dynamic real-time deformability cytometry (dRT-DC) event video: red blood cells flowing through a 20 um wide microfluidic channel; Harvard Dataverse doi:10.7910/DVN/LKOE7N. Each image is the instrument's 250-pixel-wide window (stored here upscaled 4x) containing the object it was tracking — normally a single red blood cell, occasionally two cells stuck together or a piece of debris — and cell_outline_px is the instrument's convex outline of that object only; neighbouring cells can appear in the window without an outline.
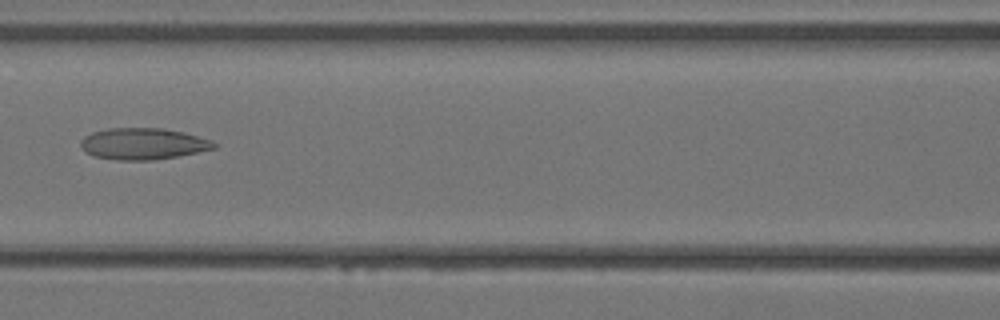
{"species": "Egyptian fruit bat (a non-hibernating species)", "species_latin": "Rousettus aegyptiacus", "temperature_condition": "warm", "stored_images_in_passage": 24, "camera_frame_rate_fps": 3000, "um_per_image_px": 0.085, "animal": {"sex": "female"}, "frame": {"image": 1, "passage_image": 14, "time_ms": 4.333, "image_size_px": [1000, 320], "cell_outline_px": [[220, 144], [216, 148], [176, 156], [152, 160], [116, 160], [92, 156], [84, 152], [80, 144], [80, 140], [84, 136], [92, 132], [108, 128], [164, 128], [184, 132], [212, 140]], "centroid_in_image_um": [12.15, 12.22], "position_along_channel_um": 154.5, "area_um2": 24.68}}
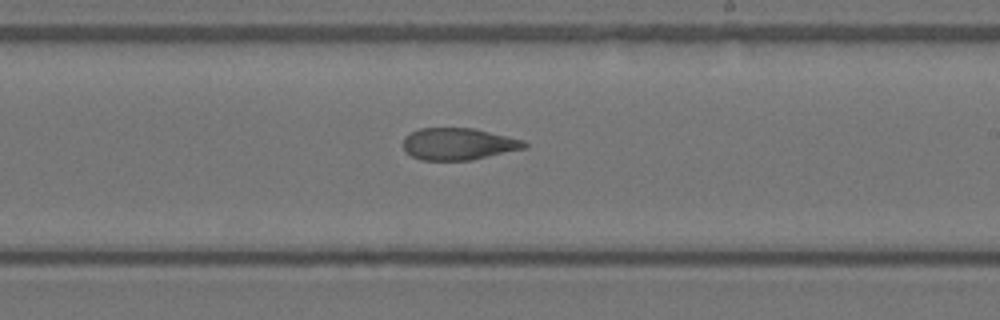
{"frame": {"image": 2, "passage_image": 19, "time_ms": 6.0, "image_size_px": [1000, 320], "cell_outline_px": [[528, 148], [472, 160], [420, 160], [404, 152], [404, 136], [420, 128], [476, 128], [524, 140], [528, 144]], "centroid_in_image_um": [39.0, 12.24], "position_along_channel_um": 250.0, "area_um2": 22.83}}
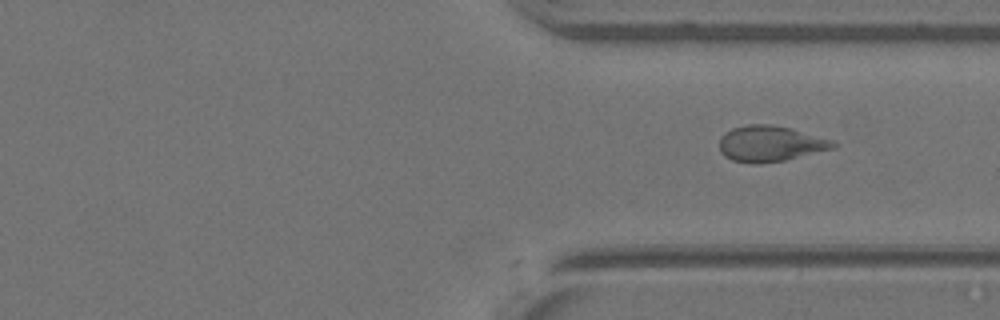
{"frame": {"image": 3, "passage_image": 24, "time_ms": 7.667, "image_size_px": [1000, 320], "cell_outline_px": [[840, 144], [836, 148], [784, 160], [756, 164], [752, 164], [732, 160], [724, 156], [720, 152], [720, 140], [732, 128], [748, 124], [768, 124], [788, 128], [836, 140]], "centroid_in_image_um": [65.53, 12.22], "position_along_channel_um": 345.9, "area_um2": 23.7}}